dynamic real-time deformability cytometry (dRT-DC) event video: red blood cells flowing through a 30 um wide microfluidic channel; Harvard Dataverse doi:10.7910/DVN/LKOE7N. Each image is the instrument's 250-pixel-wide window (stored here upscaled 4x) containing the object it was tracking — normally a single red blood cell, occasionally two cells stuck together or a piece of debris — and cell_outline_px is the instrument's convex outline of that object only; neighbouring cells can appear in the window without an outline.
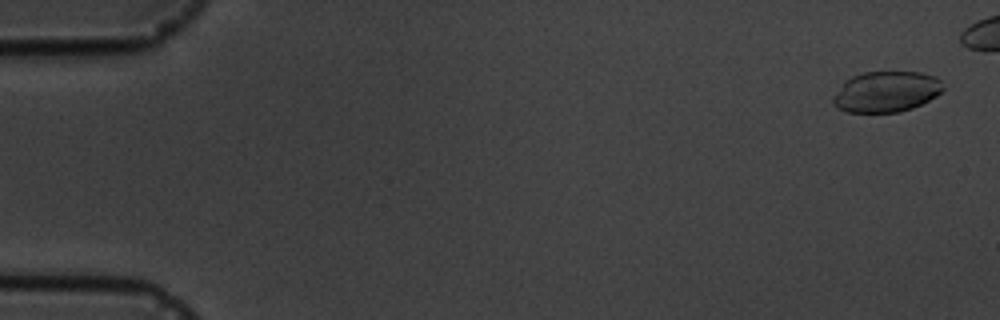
{"species": "common noctule bat (a hibernating species)", "species_latin": "Nyctalus noctula", "temperature_condition": "cold", "stored_images_in_passage": 6, "camera_frame_rate_fps": 3000, "um_per_image_px": 0.085, "animal": {"sex": "male", "body_mass_g": 19.5, "forearm_length_mm": 54.6}, "frame": {"image": 1, "passage_image": 1, "time_ms": 0.0, "image_size_px": [1000, 320], "cell_outline_px": [[944, 88], [936, 96], [912, 108], [900, 112], [848, 112], [836, 108], [832, 104], [832, 96], [844, 80], [852, 76], [864, 72], [920, 72], [936, 76], [940, 80]], "centroid_in_image_um": [75.29, 7.79], "position_along_channel_um": 9.7, "area_um2": 26.3}}